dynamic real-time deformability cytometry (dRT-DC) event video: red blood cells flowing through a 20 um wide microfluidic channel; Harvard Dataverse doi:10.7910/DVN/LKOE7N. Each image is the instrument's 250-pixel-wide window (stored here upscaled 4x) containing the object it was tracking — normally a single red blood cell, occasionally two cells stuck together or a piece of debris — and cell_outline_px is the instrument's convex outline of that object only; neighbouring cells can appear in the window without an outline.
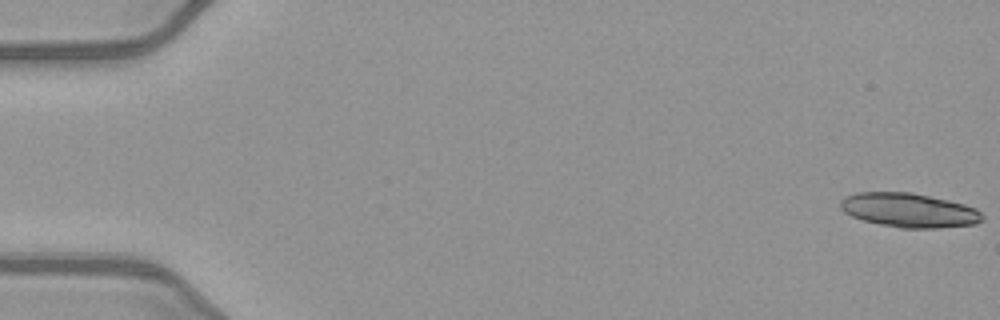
{"species": "common noctule bat (a hibernating species)", "species_latin": "Nyctalus noctula", "temperature_condition": "warm", "stored_images_in_passage": 52, "segment_of_instrument_passage": [1, 2], "camera_frame_rate_fps": 3000, "um_per_image_px": 0.085, "animal": {"sex": "female", "body_mass_g": 21.9}, "frame": {"image": 1, "passage_image": 1, "time_ms": 0.0, "image_size_px": [1000, 320], "cell_outline_px": [[984, 220], [976, 224], [940, 228], [900, 228], [880, 224], [864, 220], [852, 216], [844, 212], [840, 208], [840, 200], [844, 196], [856, 192], [912, 192], [948, 200], [964, 204], [976, 208], [984, 216]], "centroid_in_image_um": [77.27, 17.87], "position_along_channel_um": 7.7, "area_um2": 28.5}}